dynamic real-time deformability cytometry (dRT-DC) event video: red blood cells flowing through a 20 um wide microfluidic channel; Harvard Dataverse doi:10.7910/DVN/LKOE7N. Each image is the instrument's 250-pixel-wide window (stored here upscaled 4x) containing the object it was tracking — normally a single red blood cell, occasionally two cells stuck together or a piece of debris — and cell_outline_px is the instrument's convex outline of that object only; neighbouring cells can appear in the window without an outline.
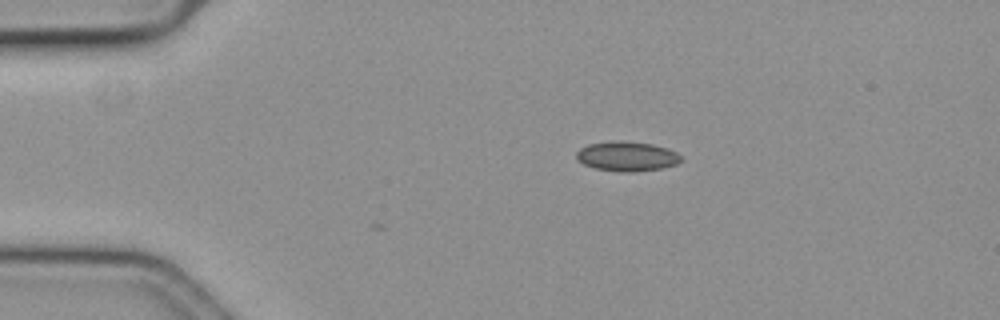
{"species": "common noctule bat (a hibernating species)", "species_latin": "Nyctalus noctula", "temperature_condition": "cold", "stored_images_in_passage": 3, "camera_frame_rate_fps": 3000, "um_per_image_px": 0.085, "animal": {"sex": "female", "body_mass_g": 19.3, "forearm_length_mm": 54.1}, "frame": {"image": 1, "passage_image": 1, "time_ms": 0.0, "image_size_px": [1000, 320], "cell_outline_px": [[680, 160], [676, 164], [660, 168], [636, 172], [620, 172], [596, 168], [584, 164], [576, 160], [576, 152], [580, 148], [588, 144], [612, 140], [624, 140], [652, 144], [668, 148], [676, 152], [680, 156]], "centroid_in_image_um": [53.25, 13.27], "position_along_channel_um": 31.8, "area_um2": 18.21}}